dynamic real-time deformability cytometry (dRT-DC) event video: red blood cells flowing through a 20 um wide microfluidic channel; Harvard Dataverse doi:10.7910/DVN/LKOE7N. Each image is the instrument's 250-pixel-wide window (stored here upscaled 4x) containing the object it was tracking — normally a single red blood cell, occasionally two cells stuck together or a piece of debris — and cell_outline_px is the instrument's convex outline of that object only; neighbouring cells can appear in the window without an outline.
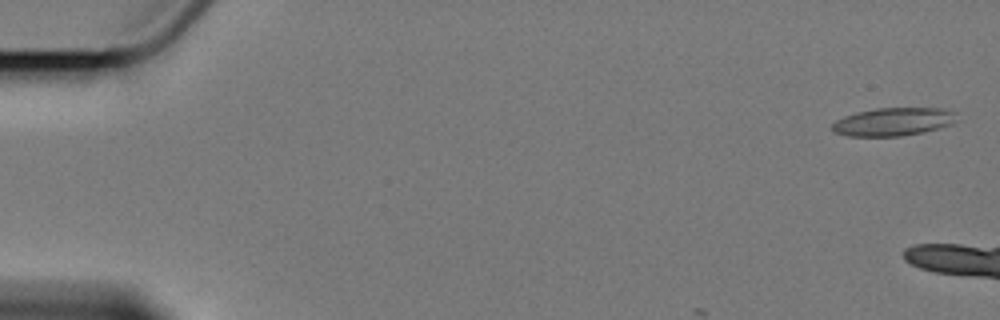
{"species": "Egyptian fruit bat (a non-hibernating species)", "species_latin": "Rousettus aegyptiacus", "temperature_condition": "cold", "stored_images_in_passage": 8, "camera_frame_rate_fps": 3000, "um_per_image_px": 0.085, "animal": {"sex": "female"}, "frame": {"image": 1, "passage_image": 1, "time_ms": 0.0, "image_size_px": [1000, 320], "cell_outline_px": [[956, 112], [952, 124], [920, 132], [900, 136], [848, 136], [836, 132], [832, 128], [832, 124], [836, 120], [844, 116], [856, 112], [876, 108], [944, 108]], "centroid_in_image_um": [75.9, 10.33], "position_along_channel_um": 9.1, "area_um2": 20.11}}
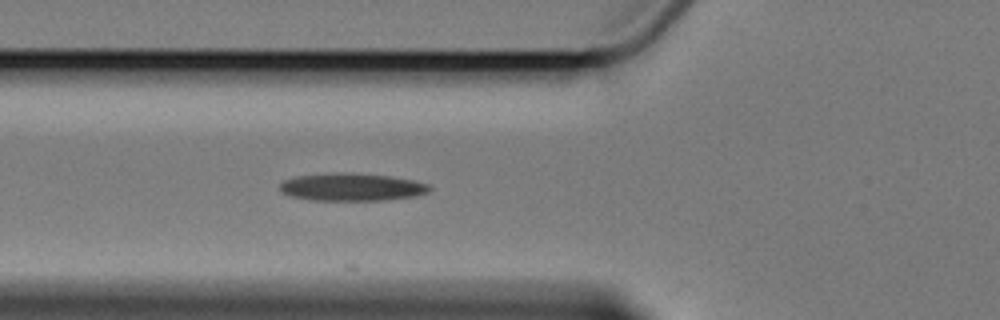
{"frame": {"image": 2, "passage_image": 8, "time_ms": 9.333, "image_size_px": [1000, 320], "cell_outline_px": [[432, 188], [428, 192], [416, 196], [388, 200], [308, 200], [288, 196], [280, 192], [280, 184], [284, 180], [296, 176], [340, 172], [388, 176], [412, 180], [428, 184]], "centroid_in_image_um": [29.87, 15.91], "position_along_channel_um": 95.9, "area_um2": 24.16}}